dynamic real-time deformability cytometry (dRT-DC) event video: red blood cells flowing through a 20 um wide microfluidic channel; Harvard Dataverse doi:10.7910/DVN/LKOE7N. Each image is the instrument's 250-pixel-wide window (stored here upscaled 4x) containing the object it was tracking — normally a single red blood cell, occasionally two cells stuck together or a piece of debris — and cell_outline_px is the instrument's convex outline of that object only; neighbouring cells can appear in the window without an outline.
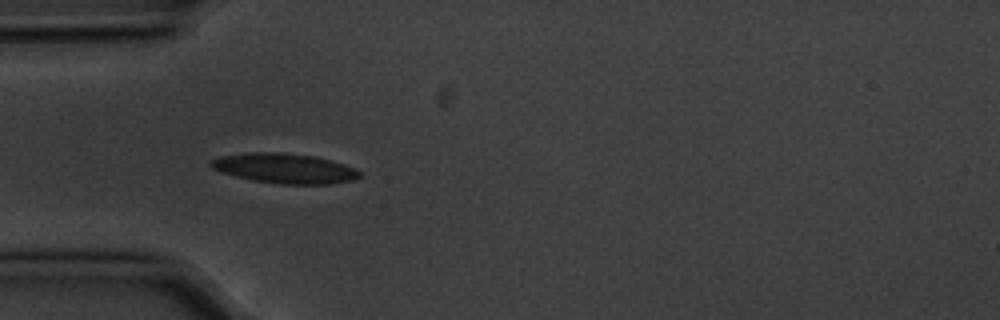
{"species": "common noctule bat (a hibernating species)", "species_latin": "Nyctalus noctula", "temperature_condition": "cold", "stored_images_in_passage": 10, "camera_frame_rate_fps": 3000, "um_per_image_px": 0.085, "animal": {"sex": "male", "body_mass_g": 20.1, "forearm_length_mm": 53.5}, "frame": {"image": 1, "passage_image": 4, "time_ms": 1.0, "image_size_px": [1000, 320], "cell_outline_px": [[364, 176], [352, 180], [328, 184], [280, 184], [252, 180], [236, 176], [212, 168], [208, 164], [212, 160], [220, 156], [248, 152], [284, 152], [316, 156], [344, 164], [356, 168]], "centroid_in_image_um": [24.23, 14.3], "position_along_channel_um": 60.8, "area_um2": 26.01}}